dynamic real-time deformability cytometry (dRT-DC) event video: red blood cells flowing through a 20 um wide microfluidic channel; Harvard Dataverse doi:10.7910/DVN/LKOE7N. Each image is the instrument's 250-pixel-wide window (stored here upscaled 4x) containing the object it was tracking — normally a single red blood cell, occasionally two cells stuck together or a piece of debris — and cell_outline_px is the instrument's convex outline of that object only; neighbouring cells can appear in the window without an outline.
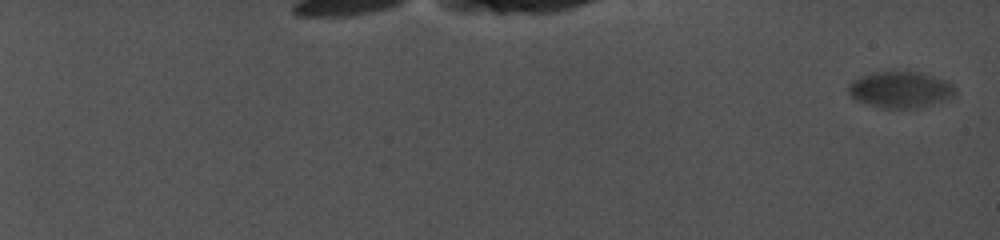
{"species": "common noctule bat (a hibernating species)", "species_latin": "Nyctalus noctula", "temperature_condition": "cold", "stored_images_in_passage": 41, "camera_frame_rate_fps": 5000, "um_per_image_px": 0.085, "animal": {"sex": "female", "body_mass_g": 19.0, "forearm_length_mm": 56.7}, "frame": {"image": 1, "passage_image": 1, "time_ms": 0.0, "image_size_px": [1000, 240], "cell_outline_px": [[956, 92], [948, 100], [920, 108], [880, 108], [856, 100], [848, 92], [848, 84], [852, 80], [868, 72], [880, 68], [908, 68], [948, 80], [956, 88]], "centroid_in_image_um": [76.53, 7.54], "position_along_channel_um": 8.5, "area_um2": 24.16}}
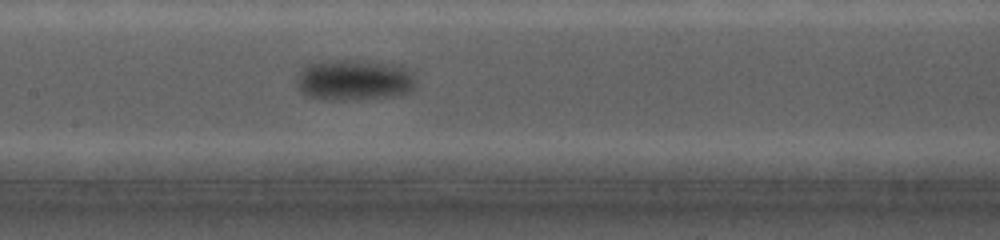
{"frame": {"image": 2, "passage_image": 32, "time_ms": 13.8, "image_size_px": [1000, 240], "cell_outline_px": [[416, 88], [412, 92], [356, 100], [328, 100], [308, 96], [300, 92], [296, 88], [296, 76], [308, 64], [320, 60], [356, 60], [392, 64], [408, 68], [412, 72], [416, 80]], "centroid_in_image_um": [30.08, 6.8], "position_along_channel_um": 177.3, "area_um2": 28.84}}
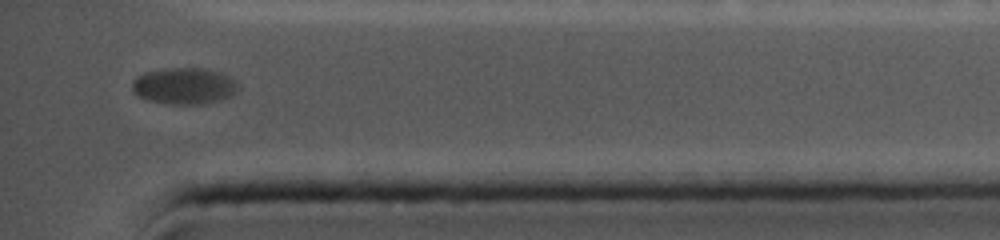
{"frame": {"image": 3, "passage_image": 41, "time_ms": 20.4, "image_size_px": [1000, 240], "cell_outline_px": [[240, 88], [232, 96], [220, 100], [200, 104], [176, 104], [148, 100], [132, 92], [132, 80], [136, 76], [144, 72], [172, 68], [204, 68], [220, 72], [236, 80], [240, 84]], "centroid_in_image_um": [15.69, 7.3], "position_along_channel_um": 419.5, "area_um2": 22.66}}